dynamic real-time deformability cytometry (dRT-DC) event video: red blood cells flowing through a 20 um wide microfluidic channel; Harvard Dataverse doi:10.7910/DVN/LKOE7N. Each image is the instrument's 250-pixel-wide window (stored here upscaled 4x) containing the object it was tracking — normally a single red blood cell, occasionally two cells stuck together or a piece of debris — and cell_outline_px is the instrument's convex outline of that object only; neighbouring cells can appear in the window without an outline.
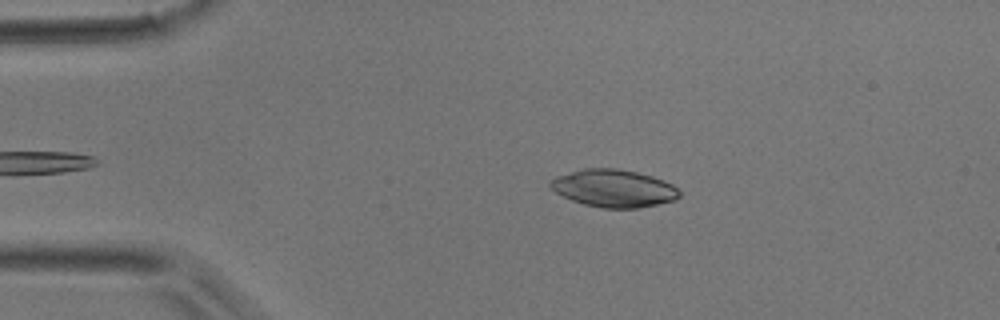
{"species": "common noctule bat (a hibernating species)", "species_latin": "Nyctalus noctula", "temperature_condition": "room temperature", "stored_images_in_passage": 24, "camera_frame_rate_fps": 3000, "um_per_image_px": 0.085, "animal": {"sex": "male", "body_mass_g": 17.9}, "frame": {"image": 1, "passage_image": 4, "time_ms": 1.0, "image_size_px": [1000, 320], "cell_outline_px": [[680, 196], [676, 200], [640, 208], [604, 208], [584, 204], [572, 200], [556, 192], [548, 184], [556, 176], [584, 168], [616, 168], [636, 172], [652, 176], [664, 180], [672, 184], [680, 192]], "centroid_in_image_um": [52.19, 16.01], "position_along_channel_um": 32.8, "area_um2": 28.15}}
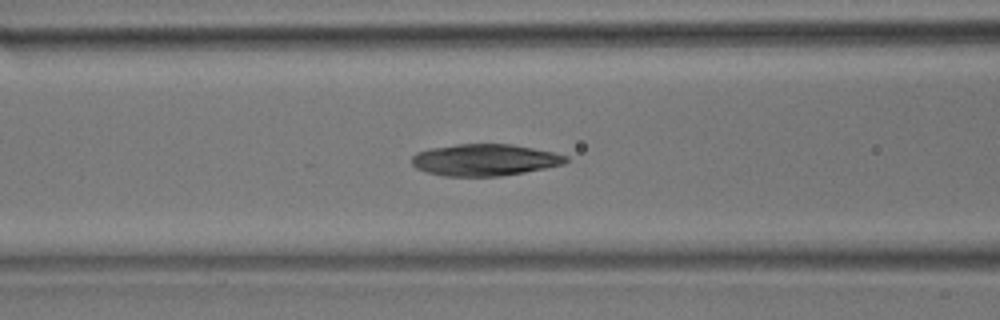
{"frame": {"image": 2, "passage_image": 13, "time_ms": 4.0, "image_size_px": [1000, 320], "cell_outline_px": [[568, 160], [564, 164], [524, 172], [500, 176], [444, 176], [428, 172], [416, 168], [412, 164], [412, 156], [416, 152], [428, 148], [456, 144], [512, 144], [552, 152], [568, 156]], "centroid_in_image_um": [41.17, 13.58], "position_along_channel_um": 125.4, "area_um2": 28.44}}
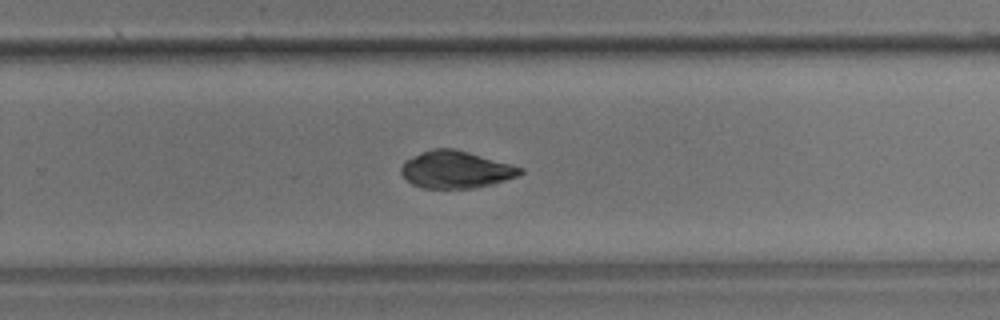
{"frame": {"image": 3, "passage_image": 24, "time_ms": 7.667, "image_size_px": [1000, 320], "cell_outline_px": [[524, 172], [516, 176], [492, 184], [476, 188], [424, 188], [412, 184], [400, 172], [400, 168], [404, 160], [420, 152], [432, 148], [452, 148], [468, 152], [524, 168]], "centroid_in_image_um": [38.71, 14.41], "position_along_channel_um": 291.1, "area_um2": 25.72}}